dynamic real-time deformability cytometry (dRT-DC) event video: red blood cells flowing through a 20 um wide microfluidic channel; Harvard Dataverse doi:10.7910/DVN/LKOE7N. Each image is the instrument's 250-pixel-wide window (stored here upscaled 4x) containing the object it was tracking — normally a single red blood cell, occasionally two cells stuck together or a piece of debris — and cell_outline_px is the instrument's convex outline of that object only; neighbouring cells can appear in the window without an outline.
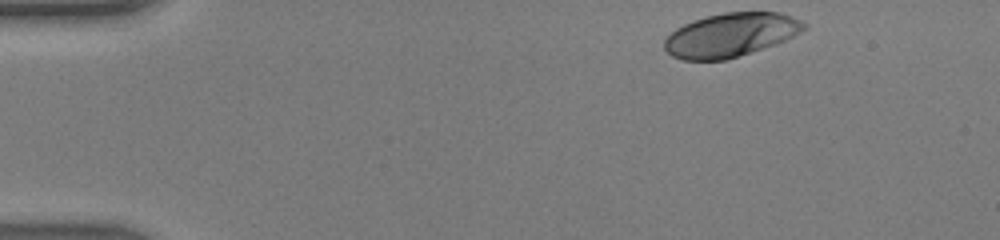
{"species": "human", "species_latin": "Homo sapiens", "temperature_condition": "warm", "stored_images_in_passage": 42, "camera_frame_rate_fps": 3000, "um_per_image_px": 0.085, "donor": {"sex": "male"}, "frame": {"image": 1, "passage_image": 1, "time_ms": 0.0, "image_size_px": [1000, 240], "cell_outline_px": [[808, 28], [784, 40], [724, 60], [684, 60], [672, 56], [664, 48], [664, 36], [676, 28], [692, 20], [724, 12], [780, 12], [792, 16], [808, 24]], "centroid_in_image_um": [62.07, 2.95], "position_along_channel_um": 22.9, "area_um2": 35.32}}
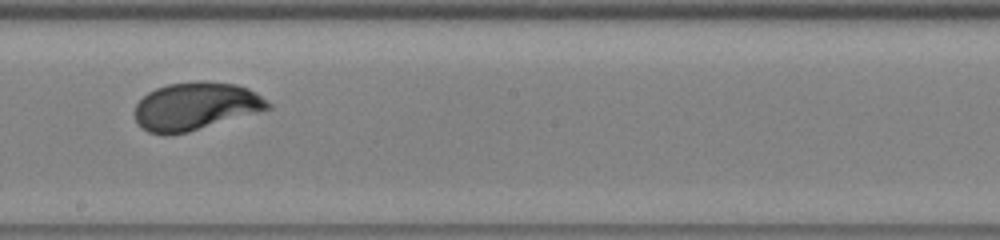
{"frame": {"image": 2, "passage_image": 22, "time_ms": 7.0, "image_size_px": [1000, 240], "cell_outline_px": [[272, 108], [188, 132], [164, 136], [148, 132], [136, 120], [132, 112], [136, 104], [148, 92], [156, 88], [168, 84], [196, 80], [204, 80], [236, 84], [248, 88], [256, 92], [272, 104]], "centroid_in_image_um": [16.61, 9.02], "position_along_channel_um": 231.6, "area_um2": 37.4}}
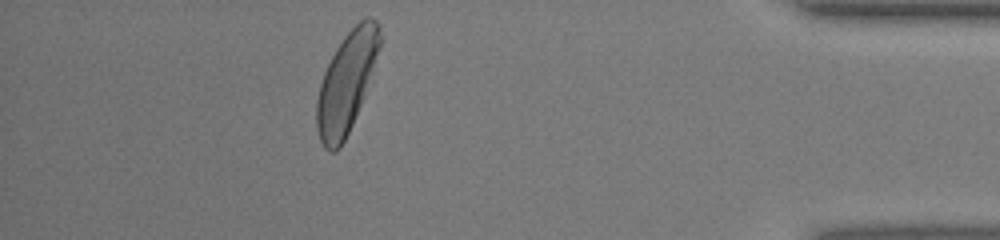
{"frame": {"image": 3, "passage_image": 37, "time_ms": 12.0, "image_size_px": [1000, 240], "cell_outline_px": [[380, 44], [364, 96], [352, 124], [340, 148], [336, 152], [328, 152], [324, 148], [320, 140], [316, 128], [316, 100], [320, 84], [324, 72], [336, 48], [344, 36], [364, 16], [372, 16], [380, 24]], "centroid_in_image_um": [29.43, 7.01], "position_along_channel_um": 405.8, "area_um2": 36.53}, "authors_computed_cell_mechanics": {"area_um2": 36.4718, "velocity_mm_per_s": 4.3706, "shape_relaxation_time_tau1_ms": 1.7386, "shape_relaxation_time_tau2_ms": null, "deformation_change_tau1": 0.1534, "deformation_change_tau2": null}}